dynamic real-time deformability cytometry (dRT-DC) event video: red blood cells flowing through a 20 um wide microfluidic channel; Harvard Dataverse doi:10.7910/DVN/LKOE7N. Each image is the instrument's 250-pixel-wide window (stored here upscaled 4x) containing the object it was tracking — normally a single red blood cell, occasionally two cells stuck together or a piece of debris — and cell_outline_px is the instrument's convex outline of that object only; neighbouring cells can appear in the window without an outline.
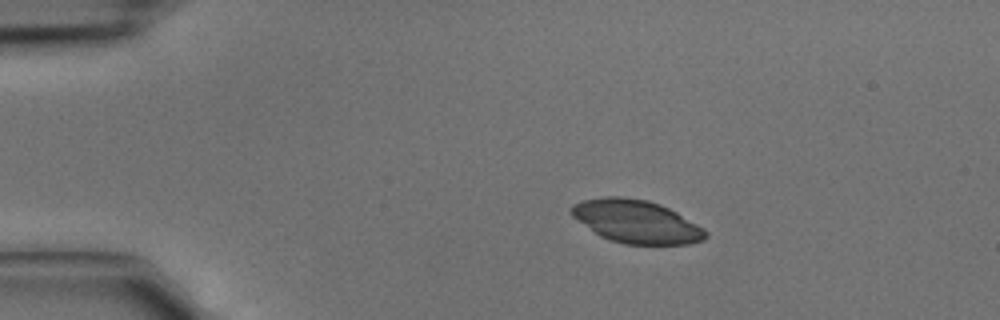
{"species": "common noctule bat (a hibernating species)", "species_latin": "Nyctalus noctula", "temperature_condition": "cold", "stored_images_in_passage": 3, "camera_frame_rate_fps": 3000, "um_per_image_px": 0.085, "animal": {"sex": "male", "body_mass_g": 15.6}, "frame": {"image": 1, "passage_image": 1, "time_ms": 0.0, "image_size_px": [1000, 320], "cell_outline_px": [[708, 236], [704, 240], [688, 244], [624, 244], [608, 240], [600, 236], [572, 216], [568, 212], [568, 208], [572, 204], [584, 200], [604, 196], [620, 196], [648, 200], [660, 204], [676, 212], [704, 228], [708, 232]], "centroid_in_image_um": [54.07, 18.83], "position_along_channel_um": 30.9, "area_um2": 33.81}}